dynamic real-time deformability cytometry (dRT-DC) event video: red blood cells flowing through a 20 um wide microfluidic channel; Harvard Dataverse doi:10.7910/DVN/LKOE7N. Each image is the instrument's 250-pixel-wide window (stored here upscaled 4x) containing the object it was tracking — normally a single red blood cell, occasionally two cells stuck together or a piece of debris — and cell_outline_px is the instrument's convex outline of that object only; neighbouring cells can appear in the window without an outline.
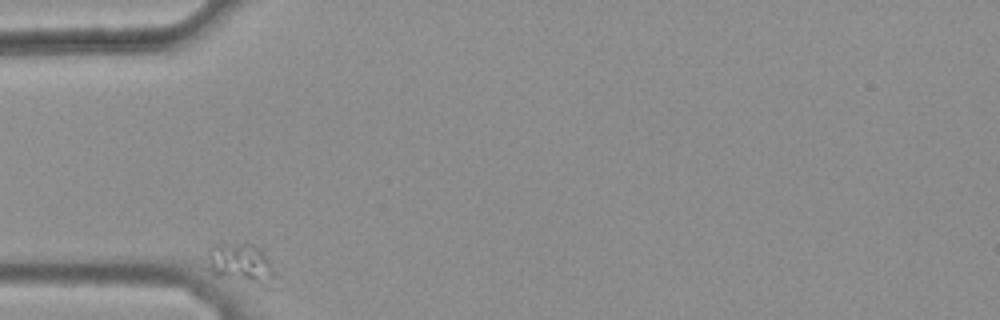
{"species": "common noctule bat (a hibernating species)", "species_latin": "Nyctalus noctula", "temperature_condition": "warm", "stored_images_in_passage": 35, "camera_frame_rate_fps": 3000, "um_per_image_px": 0.085, "animal": {"sex": "female", "body_mass_g": 25.1}, "frame": {"image": 1, "passage_image": 1, "time_ms": 0.0, "image_size_px": [1000, 320], "cell_outline_px": [[276, 288], [264, 288], [212, 276], [204, 268], [208, 248], [212, 244], [252, 244], [260, 248], [268, 256], [276, 276]], "centroid_in_image_um": [20.47, 22.5], "position_along_channel_um": 64.5, "area_um2": 17.4}}
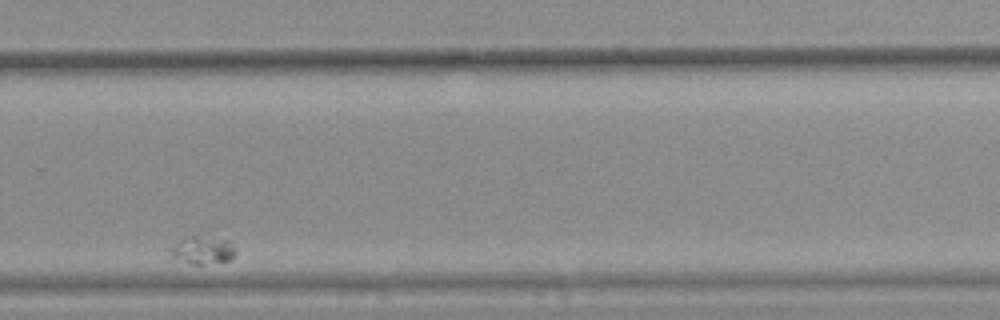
{"frame": {"image": 2, "passage_image": 30, "time_ms": 9.667, "image_size_px": [1000, 320], "cell_outline_px": [[236, 256], [228, 260], [200, 264], [192, 264], [172, 256], [168, 248], [180, 240], [188, 236], [196, 236], [228, 240], [236, 248]], "centroid_in_image_um": [17.24, 21.25], "position_along_channel_um": 312.6, "area_um2": 10.35}}
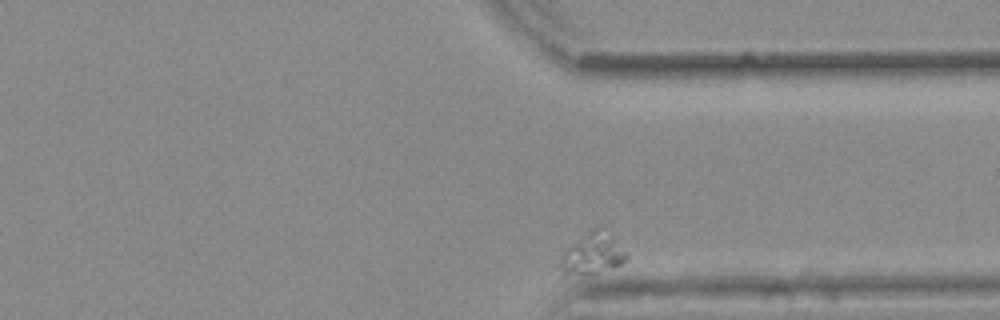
{"frame": {"image": 3, "passage_image": 35, "time_ms": 11.333, "image_size_px": [1000, 320], "cell_outline_px": [[628, 256], [620, 264], [596, 272], [560, 276], [560, 260], [568, 248], [592, 228], [612, 240], [628, 252]], "centroid_in_image_um": [50.29, 21.66], "position_along_channel_um": 361.1, "area_um2": 14.57}}